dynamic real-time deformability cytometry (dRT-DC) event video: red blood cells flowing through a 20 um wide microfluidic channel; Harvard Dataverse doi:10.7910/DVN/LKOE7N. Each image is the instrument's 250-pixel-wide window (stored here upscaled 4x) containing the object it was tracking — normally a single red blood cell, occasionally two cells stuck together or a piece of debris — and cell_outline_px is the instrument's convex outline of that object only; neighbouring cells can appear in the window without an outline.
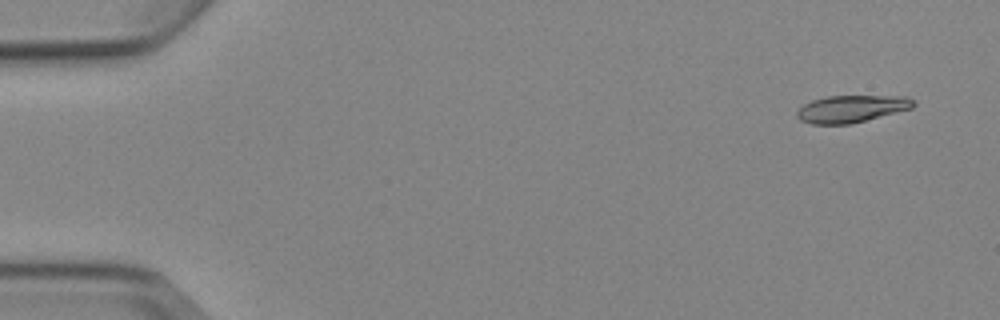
{"species": "Egyptian fruit bat (a non-hibernating species)", "species_latin": "Rousettus aegyptiacus", "temperature_condition": "cold", "stored_images_in_passage": 4, "camera_frame_rate_fps": 3000, "um_per_image_px": 0.085, "animal": {"sex": "female"}, "frame": {"image": 1, "passage_image": 1, "time_ms": 0.0, "image_size_px": [1000, 320], "cell_outline_px": [[916, 104], [912, 108], [852, 124], [812, 124], [800, 120], [796, 116], [796, 112], [804, 104], [812, 100], [828, 96], [908, 96], [916, 100]], "centroid_in_image_um": [72.4, 9.24], "position_along_channel_um": 12.6, "area_um2": 18.55}}
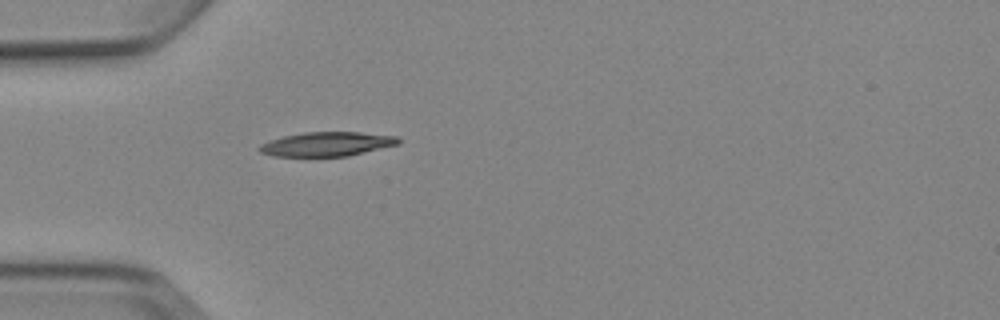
{"frame": {"image": 2, "passage_image": 4, "time_ms": 4.333, "image_size_px": [1000, 320], "cell_outline_px": [[400, 144], [348, 156], [276, 156], [260, 152], [256, 148], [260, 144], [284, 136], [304, 132], [360, 132], [396, 136], [400, 140]], "centroid_in_image_um": [27.8, 12.24], "position_along_channel_um": 57.2, "area_um2": 19.54}}